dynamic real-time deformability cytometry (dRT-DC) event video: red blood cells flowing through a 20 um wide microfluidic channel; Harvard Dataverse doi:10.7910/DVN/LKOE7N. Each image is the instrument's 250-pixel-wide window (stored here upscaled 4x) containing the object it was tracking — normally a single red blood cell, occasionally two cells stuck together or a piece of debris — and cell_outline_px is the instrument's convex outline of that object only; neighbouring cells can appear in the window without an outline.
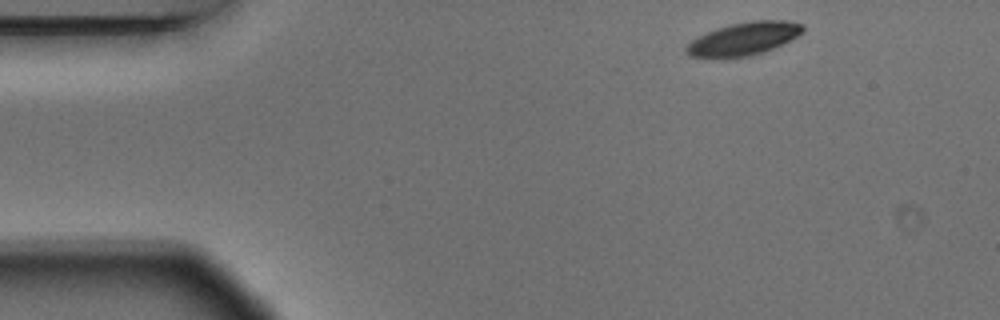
{"species": "Egyptian fruit bat (a non-hibernating species)", "species_latin": "Rousettus aegyptiacus", "temperature_condition": "warm", "stored_images_in_passage": 3, "camera_frame_rate_fps": 3000, "um_per_image_px": 0.085, "animal": {"sex": "male"}, "frame": {"image": 1, "passage_image": 1, "time_ms": 0.0, "image_size_px": [1000, 320], "cell_outline_px": [[804, 32], [764, 52], [752, 56], [688, 56], [684, 48], [692, 40], [716, 28], [732, 24], [752, 20], [784, 20], [804, 24]], "centroid_in_image_um": [63.25, 3.27], "position_along_channel_um": 21.7, "area_um2": 21.79}}